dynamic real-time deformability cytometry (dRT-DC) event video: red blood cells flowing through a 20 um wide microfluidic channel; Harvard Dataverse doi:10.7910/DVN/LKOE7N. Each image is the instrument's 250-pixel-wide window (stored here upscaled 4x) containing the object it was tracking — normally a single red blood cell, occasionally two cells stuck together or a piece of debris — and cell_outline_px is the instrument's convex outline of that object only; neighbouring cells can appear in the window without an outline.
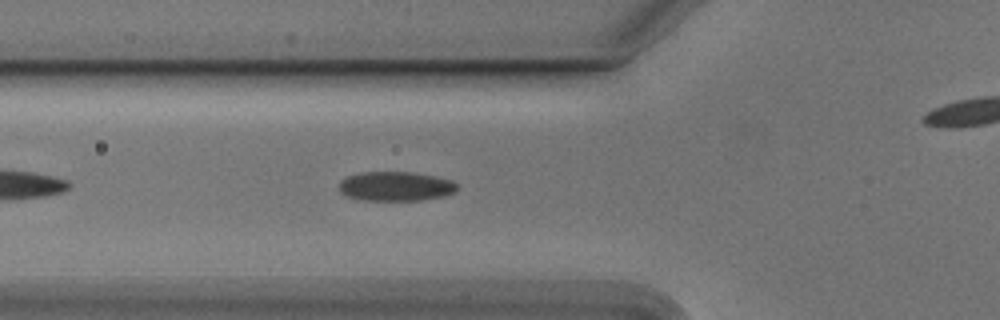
{"species": "Egyptian fruit bat (a non-hibernating species)", "species_latin": "Rousettus aegyptiacus", "temperature_condition": "cold", "stored_images_in_passage": 42, "camera_frame_rate_fps": 3000, "um_per_image_px": 0.085, "animal": {"sex": "male"}, "frame": {"image": 1, "passage_image": 6, "time_ms": 1.667, "image_size_px": [1000, 320], "cell_outline_px": [[460, 188], [456, 192], [444, 196], [424, 200], [364, 200], [344, 196], [340, 192], [340, 180], [348, 176], [360, 172], [412, 172], [436, 176], [452, 180]], "centroid_in_image_um": [33.66, 15.83], "position_along_channel_um": 92.1, "area_um2": 20.46}}
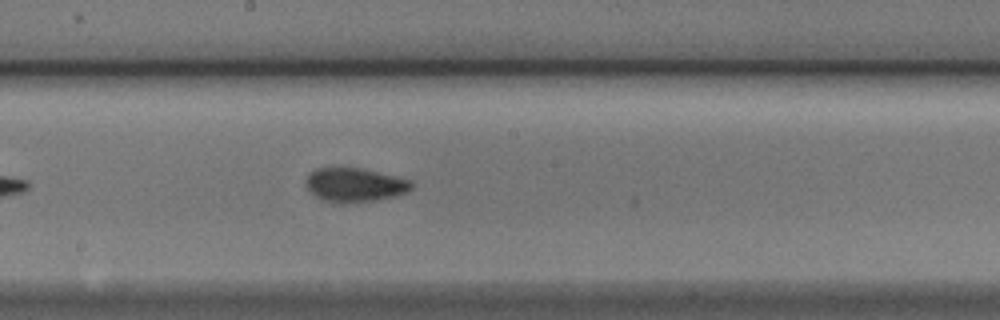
{"frame": {"image": 2, "passage_image": 16, "time_ms": 5.0, "image_size_px": [1000, 320], "cell_outline_px": [[412, 188], [408, 192], [396, 196], [376, 200], [348, 204], [340, 204], [324, 200], [308, 192], [304, 184], [308, 176], [316, 168], [360, 168], [412, 180]], "centroid_in_image_um": [30.14, 15.74], "position_along_channel_um": 218.1, "area_um2": 21.1}}
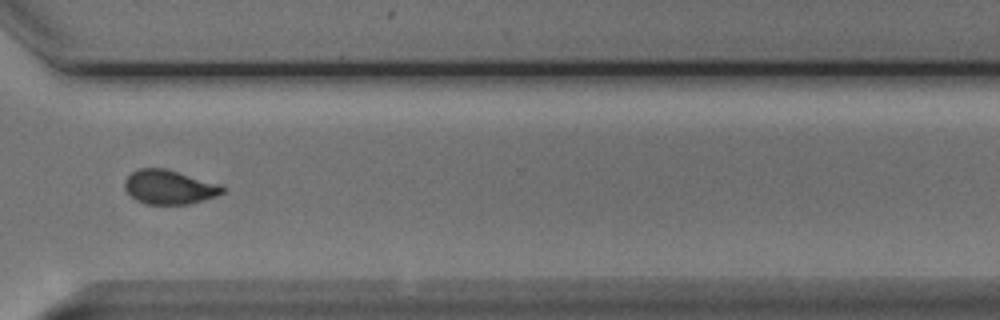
{"frame": {"image": 3, "passage_image": 27, "time_ms": 8.667, "image_size_px": [1000, 320], "cell_outline_px": [[224, 192], [216, 196], [204, 200], [188, 204], [144, 204], [136, 200], [124, 188], [124, 180], [132, 172], [140, 168], [164, 168], [220, 184], [224, 188]], "centroid_in_image_um": [14.37, 15.91], "position_along_channel_um": 356.2, "area_um2": 19.36}, "authors_computed_cell_mechanics": {"area_um2": 19.7676, "velocity_mm_per_s": 3.7664, "shape_relaxation_time_tau1_ms": 3.9635, "shape_relaxation_time_tau2_ms": 1.8197, "deformation_change_tau1": 0.1218, "deformation_change_tau2": 0.0607}}